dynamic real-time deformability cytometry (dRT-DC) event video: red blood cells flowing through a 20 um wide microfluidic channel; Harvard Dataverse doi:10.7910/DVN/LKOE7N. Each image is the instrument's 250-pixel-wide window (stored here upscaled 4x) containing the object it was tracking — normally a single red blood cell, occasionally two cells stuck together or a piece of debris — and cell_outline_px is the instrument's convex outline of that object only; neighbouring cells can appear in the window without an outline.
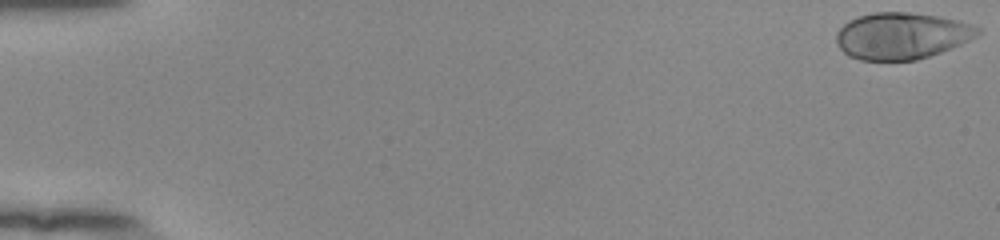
{"species": "human", "species_latin": "Homo sapiens", "temperature_condition": "room temperature", "stored_images_in_passage": 54, "camera_frame_rate_fps": 3000, "um_per_image_px": 0.085, "donor": {"sex": "female"}, "frame": {"image": 1, "passage_image": 1, "time_ms": 0.0, "image_size_px": [1000, 240], "cell_outline_px": [[980, 32], [976, 36], [960, 44], [940, 52], [916, 60], [860, 60], [848, 56], [836, 44], [836, 32], [848, 20], [860, 16], [876, 12], [908, 12], [936, 16], [960, 20], [980, 28]], "centroid_in_image_um": [76.61, 3.04], "position_along_channel_um": 8.4, "area_um2": 38.26}}
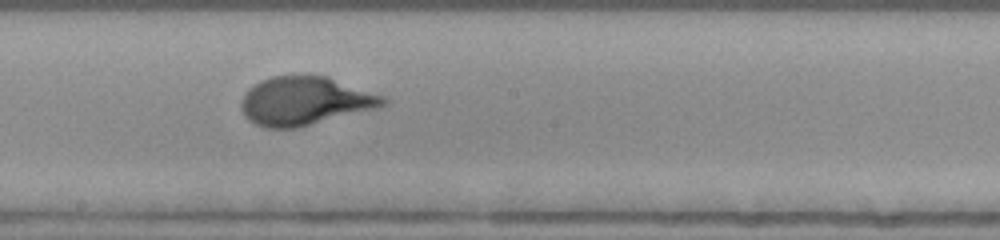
{"frame": {"image": 2, "passage_image": 31, "time_ms": 10.0, "image_size_px": [1000, 240], "cell_outline_px": [[388, 104], [376, 108], [296, 128], [264, 128], [248, 120], [244, 116], [240, 108], [240, 100], [244, 92], [248, 88], [260, 80], [272, 76], [328, 76], [384, 96], [388, 100]], "centroid_in_image_um": [25.87, 8.58], "position_along_channel_um": 222.3, "area_um2": 40.17}}
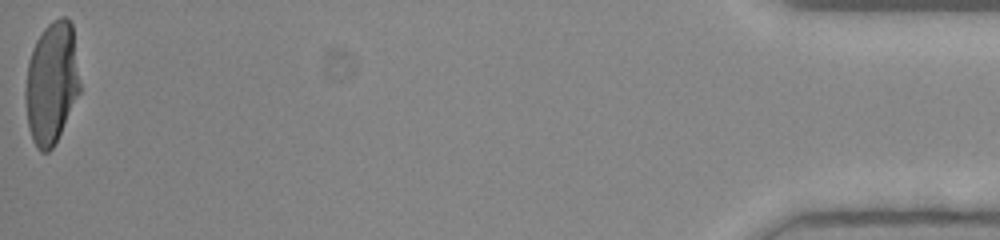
{"frame": {"image": 3, "passage_image": 54, "time_ms": 17.667, "image_size_px": [1000, 240], "cell_outline_px": [[80, 92], [52, 148], [48, 152], [40, 152], [36, 148], [32, 140], [28, 128], [24, 96], [24, 92], [28, 60], [32, 48], [36, 40], [44, 28], [52, 20], [60, 16], [64, 16], [72, 24], [80, 84]], "centroid_in_image_um": [4.35, 7.05], "position_along_channel_um": 430.8, "area_um2": 38.84}, "authors_computed_cell_mechanics": {"area_um2": 38.5237, "velocity_mm_per_s": 3.8778, "shape_relaxation_time_tau1_ms": 4.7207, "shape_relaxation_time_tau2_ms": null, "deformation_change_tau1": 0.2354, "deformation_change_tau2": null}}